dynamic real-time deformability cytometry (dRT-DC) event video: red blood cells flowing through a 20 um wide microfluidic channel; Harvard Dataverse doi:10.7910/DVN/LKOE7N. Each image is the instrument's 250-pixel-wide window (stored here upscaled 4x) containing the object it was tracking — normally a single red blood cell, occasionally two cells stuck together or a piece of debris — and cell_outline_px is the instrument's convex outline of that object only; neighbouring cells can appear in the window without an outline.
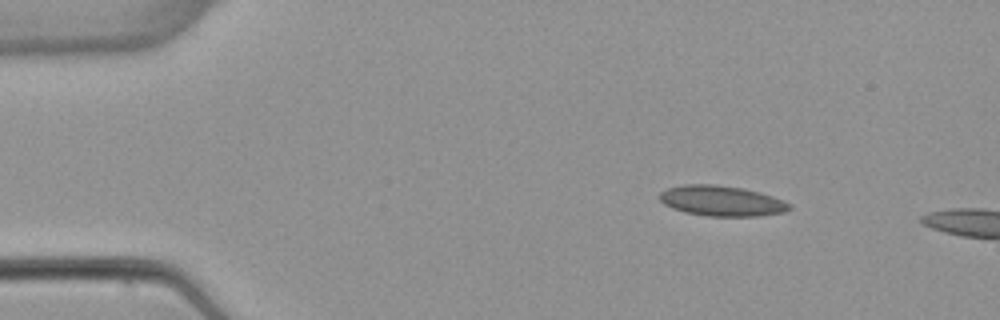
{"species": "common noctule bat (a hibernating species)", "species_latin": "Nyctalus noctula", "temperature_condition": "warm", "stored_images_in_passage": 3, "camera_frame_rate_fps": 3000, "um_per_image_px": 0.085, "animal": {"sex": "female", "body_mass_g": 22.7, "forearm_length_mm": 54.2}, "frame": {"image": 1, "passage_image": 1, "time_ms": 0.0, "image_size_px": [1000, 320], "cell_outline_px": [[792, 208], [784, 212], [756, 216], [708, 216], [684, 212], [672, 208], [664, 204], [660, 200], [660, 192], [668, 188], [684, 184], [716, 184], [744, 188], [760, 192], [784, 200], [792, 204]], "centroid_in_image_um": [61.36, 17.07], "position_along_channel_um": 23.6, "area_um2": 23.12}}